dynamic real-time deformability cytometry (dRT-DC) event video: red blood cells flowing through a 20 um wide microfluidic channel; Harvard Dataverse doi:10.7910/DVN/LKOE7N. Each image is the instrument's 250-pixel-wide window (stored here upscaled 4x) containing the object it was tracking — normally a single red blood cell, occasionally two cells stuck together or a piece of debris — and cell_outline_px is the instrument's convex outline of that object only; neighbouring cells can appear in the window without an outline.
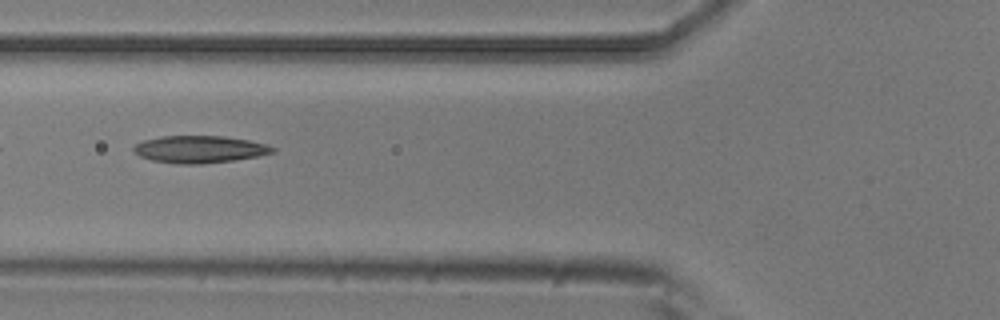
{"species": "common noctule bat (a hibernating species)", "species_latin": "Nyctalus noctula", "temperature_condition": "room temperature", "stored_images_in_passage": 9, "camera_frame_rate_fps": 3000, "um_per_image_px": 0.085, "animal": {"sex": "male", "body_mass_g": 20.5, "forearm_length_mm": 52.5}, "frame": {"image": 1, "passage_image": 6, "time_ms": 1.667, "image_size_px": [1000, 320], "cell_outline_px": [[276, 152], [256, 156], [232, 160], [200, 164], [176, 164], [152, 160], [140, 156], [132, 148], [136, 144], [144, 140], [160, 136], [220, 136], [248, 140], [264, 144], [276, 148]], "centroid_in_image_um": [16.94, 12.69], "position_along_channel_um": 108.9, "area_um2": 21.79}}
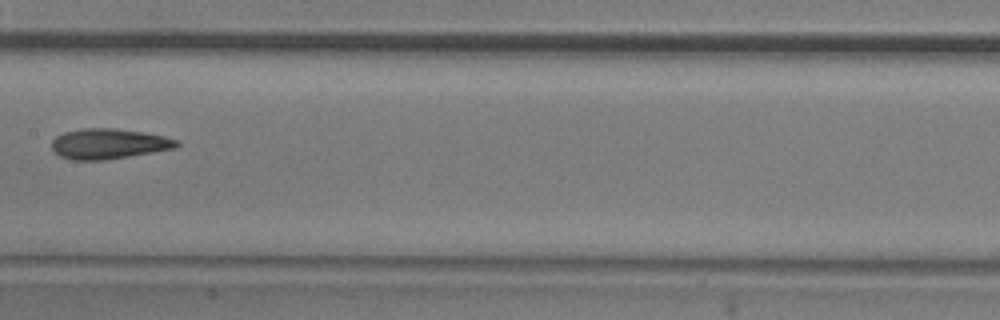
{"frame": {"image": 2, "passage_image": 8, "time_ms": 2.333, "image_size_px": [1000, 320], "cell_outline_px": [[180, 144], [176, 148], [104, 160], [76, 160], [60, 156], [52, 148], [52, 140], [56, 136], [64, 132], [84, 128], [116, 128], [144, 132], [164, 136], [176, 140]], "centroid_in_image_um": [9.24, 12.21], "position_along_channel_um": 198.2, "area_um2": 21.91}}
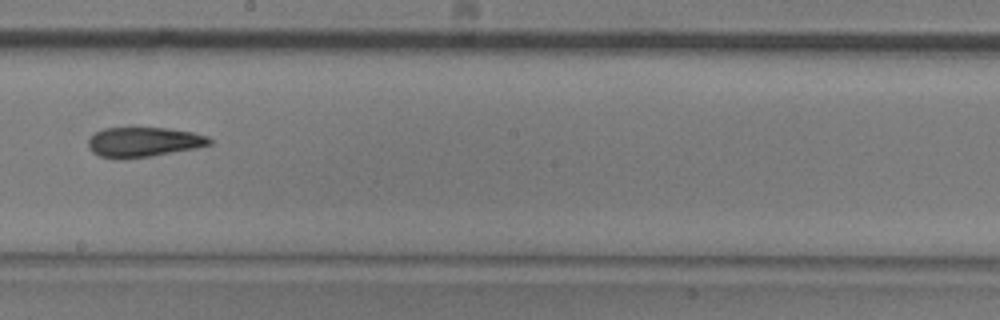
{"frame": {"image": 3, "passage_image": 9, "time_ms": 2.667, "image_size_px": [1000, 320], "cell_outline_px": [[212, 144], [196, 148], [152, 156], [120, 160], [116, 160], [100, 156], [92, 152], [88, 148], [88, 140], [96, 132], [104, 128], [168, 128], [192, 132], [208, 136], [212, 140]], "centroid_in_image_um": [12.19, 12.09], "position_along_channel_um": 236.0, "area_um2": 21.27}}